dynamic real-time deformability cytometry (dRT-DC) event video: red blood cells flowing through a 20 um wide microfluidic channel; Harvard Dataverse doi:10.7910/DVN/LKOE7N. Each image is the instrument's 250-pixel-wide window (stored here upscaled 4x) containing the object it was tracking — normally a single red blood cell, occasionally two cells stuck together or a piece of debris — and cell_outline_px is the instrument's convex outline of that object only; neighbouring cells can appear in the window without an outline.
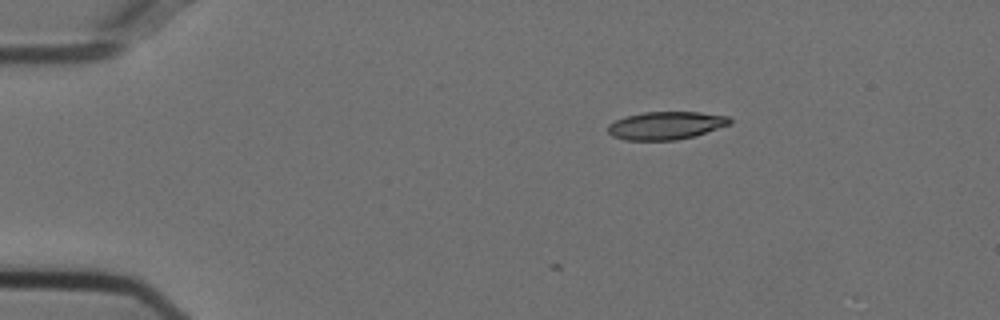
{"species": "Egyptian fruit bat (a non-hibernating species)", "species_latin": "Rousettus aegyptiacus", "temperature_condition": "cold", "stored_images_in_passage": 3, "camera_frame_rate_fps": 3000, "um_per_image_px": 0.085, "animal": {"sex": "female"}, "frame": {"image": 1, "passage_image": 1, "time_ms": 0.0, "image_size_px": [1000, 320], "cell_outline_px": [[732, 124], [692, 136], [676, 140], [624, 140], [612, 136], [608, 132], [608, 124], [616, 120], [628, 116], [644, 112], [700, 112], [728, 116], [732, 120]], "centroid_in_image_um": [56.61, 10.66], "position_along_channel_um": 28.4, "area_um2": 19.71}}